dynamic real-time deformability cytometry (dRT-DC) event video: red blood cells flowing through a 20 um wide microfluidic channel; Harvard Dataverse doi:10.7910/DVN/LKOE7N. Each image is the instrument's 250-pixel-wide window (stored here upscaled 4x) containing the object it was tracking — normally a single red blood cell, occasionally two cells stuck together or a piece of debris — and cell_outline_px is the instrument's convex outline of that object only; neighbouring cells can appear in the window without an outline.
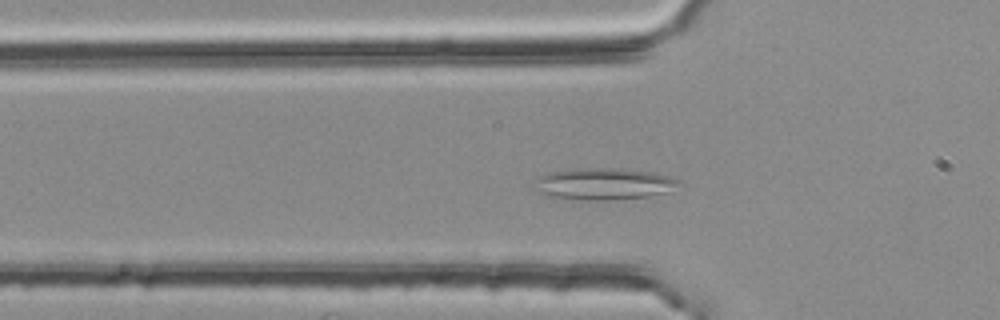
{"species": "common noctule bat (a hibernating species)", "species_latin": "Nyctalus noctula", "temperature_condition": "room temperature", "stored_images_in_passage": 36, "camera_frame_rate_fps": 3000, "um_per_image_px": 0.085, "animal": {"sex": "female", "body_mass_g": 25.1}, "frame": {"image": 1, "passage_image": 3, "time_ms": 0.667, "image_size_px": [1000, 320], "cell_outline_px": [[684, 184], [668, 192], [648, 196], [608, 200], [560, 200], [536, 192], [532, 188], [536, 180], [540, 176], [548, 172], [576, 168], [616, 168], [648, 172], [668, 176], [680, 180]], "centroid_in_image_um": [51.25, 15.65], "position_along_channel_um": 74.5, "area_um2": 27.22}}
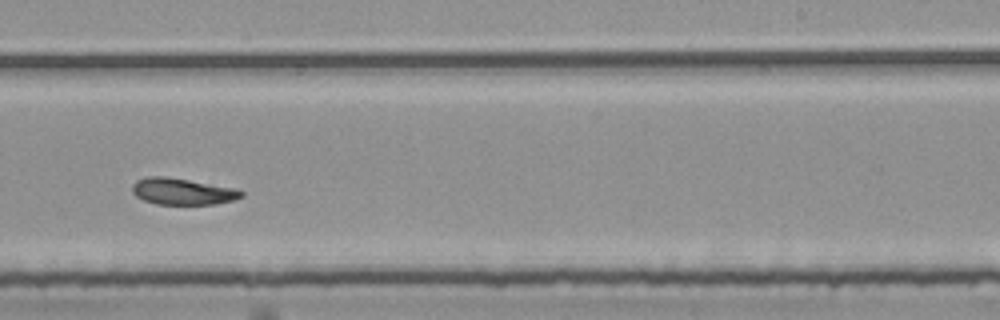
{"frame": {"image": 2, "passage_image": 19, "time_ms": 6.0, "image_size_px": [1000, 320], "cell_outline_px": [[244, 196], [236, 200], [216, 204], [156, 204], [144, 200], [136, 196], [132, 192], [132, 184], [136, 180], [148, 176], [168, 176], [232, 188], [244, 192]], "centroid_in_image_um": [15.49, 16.27], "position_along_channel_um": 273.5, "area_um2": 16.88}}
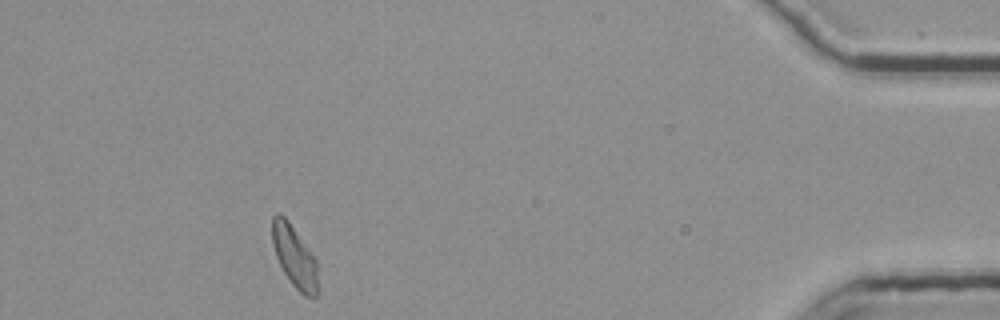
{"frame": {"image": 3, "passage_image": 35, "time_ms": 11.333, "image_size_px": [1000, 320], "cell_outline_px": [[320, 288], [316, 296], [312, 300], [304, 296], [292, 284], [284, 272], [276, 256], [272, 244], [272, 216], [276, 212], [280, 212], [288, 220], [312, 252], [316, 260]], "centroid_in_image_um": [25.07, 21.84], "position_along_channel_um": 410.1, "area_um2": 16.94}}